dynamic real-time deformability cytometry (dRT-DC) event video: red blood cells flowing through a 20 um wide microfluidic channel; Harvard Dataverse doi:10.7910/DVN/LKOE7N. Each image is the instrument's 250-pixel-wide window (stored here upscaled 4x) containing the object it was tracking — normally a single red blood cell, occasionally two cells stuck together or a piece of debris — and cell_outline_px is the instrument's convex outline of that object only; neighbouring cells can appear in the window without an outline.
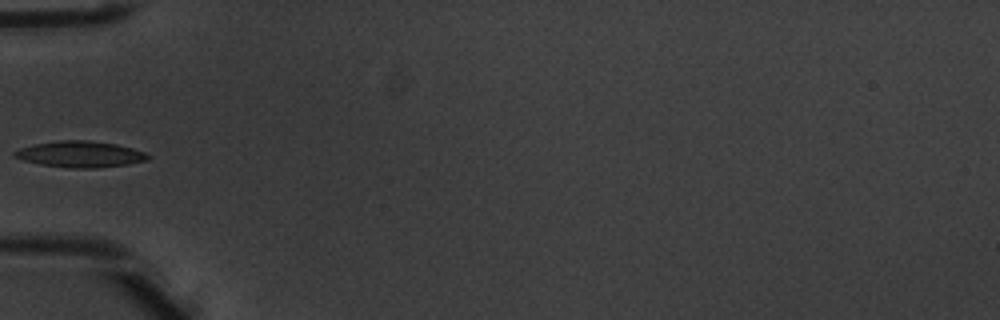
{"species": "common noctule bat (a hibernating species)", "species_latin": "Nyctalus noctula", "temperature_condition": "warm", "stored_images_in_passage": 6, "camera_frame_rate_fps": 3000, "um_per_image_px": 0.085, "animal": {"sex": "male", "body_mass_g": 20.1, "forearm_length_mm": 53.5}, "frame": {"image": 1, "passage_image": 5, "time_ms": 1.333, "image_size_px": [1000, 320], "cell_outline_px": [[152, 156], [148, 160], [128, 164], [96, 168], [68, 168], [40, 164], [24, 160], [12, 156], [12, 152], [20, 148], [32, 144], [60, 140], [88, 140], [116, 144], [132, 148], [144, 152]], "centroid_in_image_um": [6.81, 13.11], "position_along_channel_um": 78.2, "area_um2": 20.46}}